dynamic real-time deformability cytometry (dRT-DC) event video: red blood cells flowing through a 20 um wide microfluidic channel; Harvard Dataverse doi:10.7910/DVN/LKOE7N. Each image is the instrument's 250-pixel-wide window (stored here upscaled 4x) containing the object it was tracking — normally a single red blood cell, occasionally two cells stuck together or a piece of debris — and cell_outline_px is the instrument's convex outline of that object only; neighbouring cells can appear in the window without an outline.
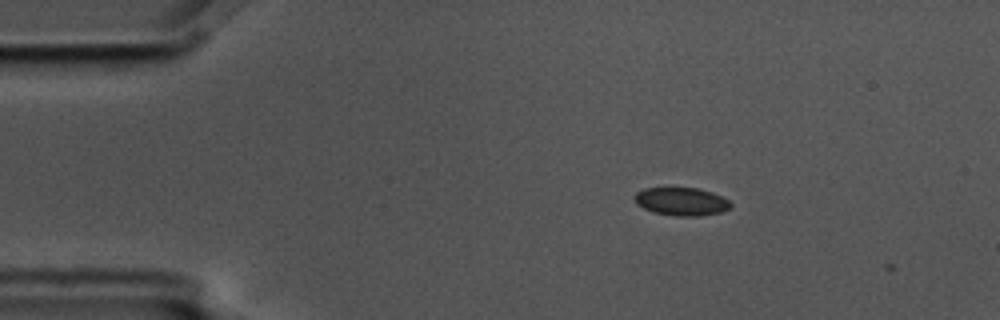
{"species": "common noctule bat (a hibernating species)", "species_latin": "Nyctalus noctula", "temperature_condition": "cold", "stored_images_in_passage": 2, "camera_frame_rate_fps": 3000, "um_per_image_px": 0.085, "animal": {"sex": "male", "body_mass_g": 17.5, "forearm_length_mm": 52.3}, "frame": {"image": 1, "passage_image": 1, "time_ms": 0.0, "image_size_px": [1000, 320], "cell_outline_px": [[732, 204], [728, 208], [720, 212], [696, 216], [676, 216], [652, 212], [636, 204], [632, 196], [636, 192], [644, 188], [696, 188], [712, 192], [728, 200]], "centroid_in_image_um": [57.86, 17.12], "position_along_channel_um": 27.1, "area_um2": 15.66}}